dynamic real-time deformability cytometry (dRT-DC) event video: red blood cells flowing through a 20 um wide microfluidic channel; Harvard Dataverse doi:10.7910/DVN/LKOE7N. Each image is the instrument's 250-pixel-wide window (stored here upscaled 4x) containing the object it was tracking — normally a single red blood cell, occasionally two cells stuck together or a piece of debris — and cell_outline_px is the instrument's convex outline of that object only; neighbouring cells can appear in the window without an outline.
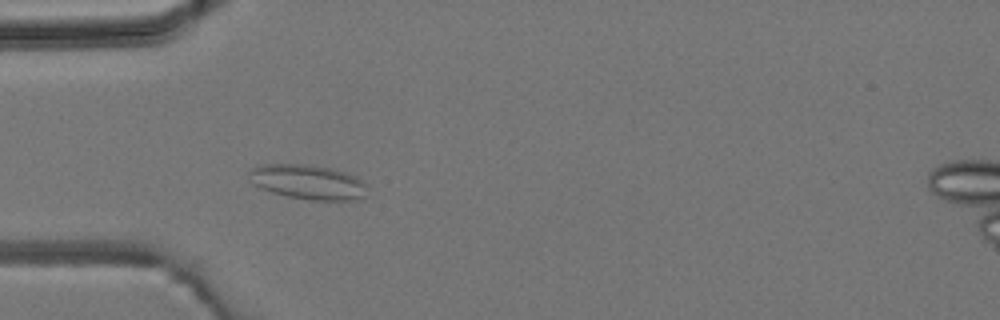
{"species": "common noctule bat (a hibernating species)", "species_latin": "Nyctalus noctula", "temperature_condition": "room temperature", "stored_images_in_passage": 4, "camera_frame_rate_fps": 3000, "um_per_image_px": 0.085, "animal": {"sex": "male", "body_mass_g": 19.2, "forearm_length_mm": 51.8}, "frame": {"image": 1, "passage_image": 4, "time_ms": 3.333, "image_size_px": [1000, 320], "cell_outline_px": [[364, 196], [360, 200], [312, 200], [288, 196], [272, 192], [260, 188], [252, 184], [248, 172], [248, 168], [260, 164], [308, 164], [332, 168], [356, 176], [364, 184]], "centroid_in_image_um": [26.11, 15.45], "position_along_channel_um": 58.9, "area_um2": 23.93}}